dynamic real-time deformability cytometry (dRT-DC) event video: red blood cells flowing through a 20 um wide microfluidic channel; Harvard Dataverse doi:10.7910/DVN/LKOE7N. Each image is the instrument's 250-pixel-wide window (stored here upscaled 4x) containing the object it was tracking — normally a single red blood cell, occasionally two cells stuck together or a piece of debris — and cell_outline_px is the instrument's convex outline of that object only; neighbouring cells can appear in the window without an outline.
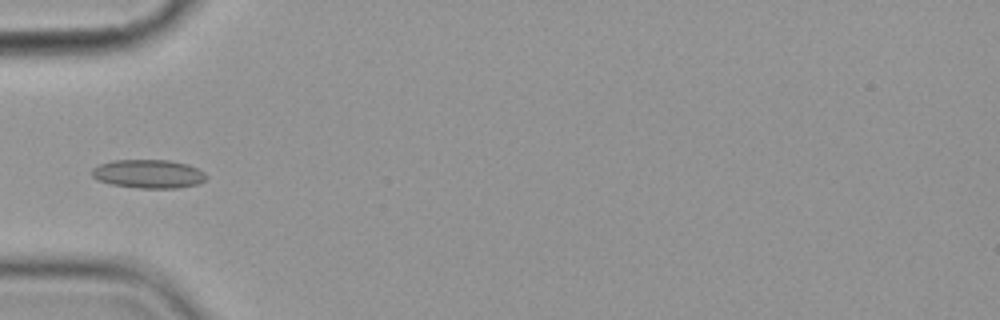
{"species": "common noctule bat (a hibernating species)", "species_latin": "Nyctalus noctula", "temperature_condition": "cold", "stored_images_in_passage": 4, "camera_frame_rate_fps": 3000, "um_per_image_px": 0.085, "animal": {"sex": "female", "body_mass_g": 19.9}, "frame": {"image": 1, "passage_image": 3, "time_ms": 2.333, "image_size_px": [1000, 320], "cell_outline_px": [[208, 176], [204, 180], [196, 184], [176, 188], [140, 188], [112, 184], [96, 180], [92, 176], [92, 168], [100, 164], [112, 160], [168, 160], [188, 164], [204, 172]], "centroid_in_image_um": [12.6, 14.77], "position_along_channel_um": 72.4, "area_um2": 19.02}}
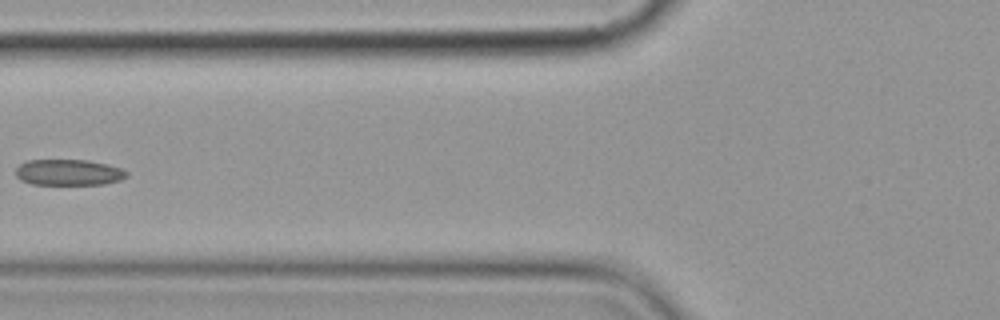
{"frame": {"image": 2, "passage_image": 4, "time_ms": 3.667, "image_size_px": [1000, 320], "cell_outline_px": [[128, 176], [120, 180], [104, 184], [32, 184], [20, 180], [16, 176], [16, 168], [20, 164], [28, 160], [88, 160], [108, 164], [120, 168], [128, 172]], "centroid_in_image_um": [5.84, 14.65], "position_along_channel_um": 120.0, "area_um2": 16.82}}